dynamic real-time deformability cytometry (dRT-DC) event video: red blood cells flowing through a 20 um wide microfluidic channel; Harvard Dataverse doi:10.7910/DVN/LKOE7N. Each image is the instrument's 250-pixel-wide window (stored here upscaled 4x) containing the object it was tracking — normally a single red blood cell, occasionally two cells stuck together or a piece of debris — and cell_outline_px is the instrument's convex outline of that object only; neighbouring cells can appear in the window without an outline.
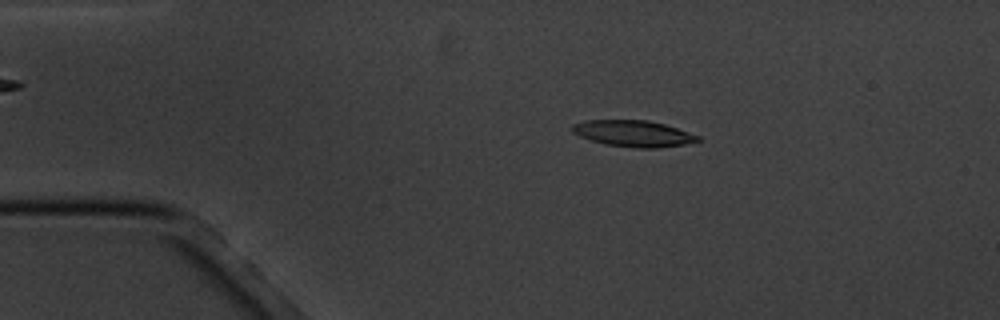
{"species": "common noctule bat (a hibernating species)", "species_latin": "Nyctalus noctula", "temperature_condition": "cold", "stored_images_in_passage": 3, "camera_frame_rate_fps": 3000, "um_per_image_px": 0.085, "animal": {"sex": "male", "body_mass_g": 20.1, "forearm_length_mm": 53.5}, "frame": {"image": 1, "passage_image": 2, "time_ms": 1.333, "image_size_px": [1000, 320], "cell_outline_px": [[700, 140], [684, 144], [656, 148], [636, 148], [604, 144], [580, 136], [572, 132], [572, 124], [588, 120], [648, 120], [664, 124], [700, 136]], "centroid_in_image_um": [53.82, 11.35], "position_along_channel_um": 31.2, "area_um2": 19.07}}